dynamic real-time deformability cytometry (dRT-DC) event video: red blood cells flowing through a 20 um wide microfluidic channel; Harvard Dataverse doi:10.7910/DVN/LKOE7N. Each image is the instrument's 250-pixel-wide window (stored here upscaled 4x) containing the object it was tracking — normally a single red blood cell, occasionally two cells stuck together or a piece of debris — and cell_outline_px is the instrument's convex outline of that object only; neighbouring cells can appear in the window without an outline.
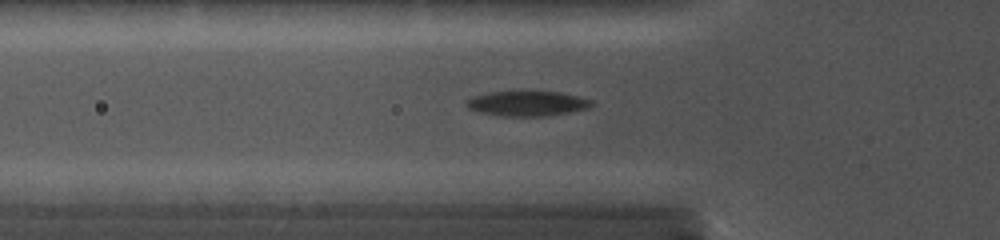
{"species": "common noctule bat (a hibernating species)", "species_latin": "Nyctalus noctula", "temperature_condition": "cold", "stored_images_in_passage": 41, "camera_frame_rate_fps": 5000, "um_per_image_px": 0.085, "animal": {"sex": "female", "body_mass_g": 19.0, "forearm_length_mm": 56.7}, "frame": {"image": 1, "passage_image": 7, "time_ms": 3.8, "image_size_px": [1000, 240], "cell_outline_px": [[592, 104], [584, 108], [544, 116], [508, 116], [484, 112], [468, 108], [468, 100], [476, 96], [492, 92], [560, 92], [592, 100]], "centroid_in_image_um": [44.83, 8.79], "position_along_channel_um": 81.0, "area_um2": 17.22}}
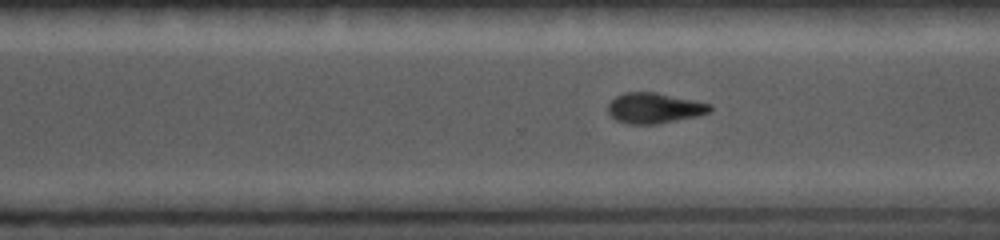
{"frame": {"image": 2, "passage_image": 27, "time_ms": 9.6, "image_size_px": [1000, 240], "cell_outline_px": [[712, 108], [708, 112], [696, 116], [656, 124], [628, 124], [616, 120], [608, 112], [608, 104], [616, 96], [624, 92], [656, 92], [712, 104]], "centroid_in_image_um": [55.59, 9.18], "position_along_channel_um": 315.0, "area_um2": 17.98}}
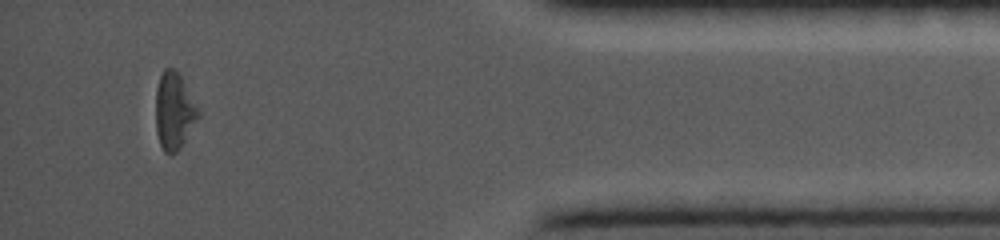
{"frame": {"image": 3, "passage_image": 40, "time_ms": 13.0, "image_size_px": [1000, 240], "cell_outline_px": [[200, 116], [180, 148], [172, 156], [168, 156], [164, 152], [160, 144], [156, 132], [156, 88], [160, 76], [164, 68], [172, 68], [180, 76], [200, 112]], "centroid_in_image_um": [14.78, 9.49], "position_along_channel_um": 420.4, "area_um2": 18.96}}